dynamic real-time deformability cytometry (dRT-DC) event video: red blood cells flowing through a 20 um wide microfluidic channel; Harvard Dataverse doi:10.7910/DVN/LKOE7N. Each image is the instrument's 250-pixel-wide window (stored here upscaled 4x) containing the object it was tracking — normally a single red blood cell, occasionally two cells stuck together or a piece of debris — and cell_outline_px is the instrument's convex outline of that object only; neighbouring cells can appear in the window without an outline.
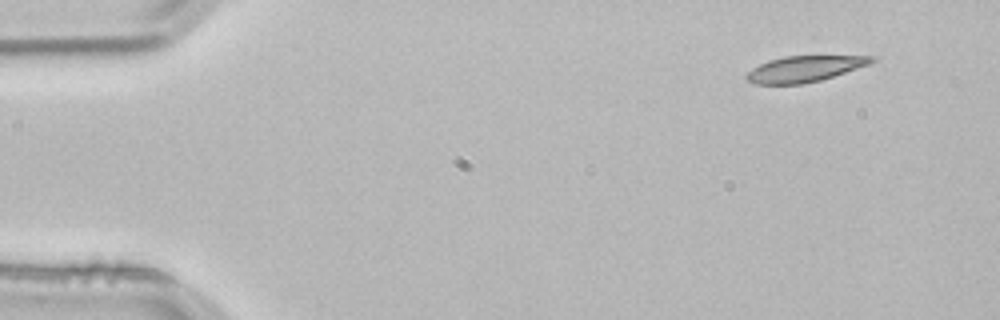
{"species": "common noctule bat (a hibernating species)", "species_latin": "Nyctalus noctula", "temperature_condition": "room temperature", "stored_images_in_passage": 4, "segment_of_instrument_passage": [2, 2], "camera_frame_rate_fps": 3000, "um_per_image_px": 0.085, "animal": {"sex": "male", "body_mass_g": 21.5, "forearm_length_mm": 52.0}, "frame": {"image": 1, "passage_image": 4, "time_ms": 1.0, "image_size_px": [1000, 320], "cell_outline_px": [[876, 60], [868, 64], [820, 80], [804, 84], [752, 84], [744, 80], [744, 76], [752, 68], [768, 60], [784, 56], [876, 56]], "centroid_in_image_um": [68.3, 5.86], "position_along_channel_um": 16.7, "area_um2": 18.84}}